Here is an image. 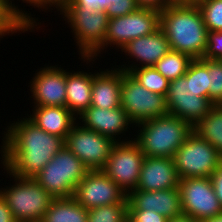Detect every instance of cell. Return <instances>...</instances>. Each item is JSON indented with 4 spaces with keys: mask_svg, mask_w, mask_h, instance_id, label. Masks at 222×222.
<instances>
[{
    "mask_svg": "<svg viewBox=\"0 0 222 222\" xmlns=\"http://www.w3.org/2000/svg\"><path fill=\"white\" fill-rule=\"evenodd\" d=\"M13 122L2 133V166L15 176L33 178L64 147V139L45 132L27 117Z\"/></svg>",
    "mask_w": 222,
    "mask_h": 222,
    "instance_id": "cell-1",
    "label": "cell"
},
{
    "mask_svg": "<svg viewBox=\"0 0 222 222\" xmlns=\"http://www.w3.org/2000/svg\"><path fill=\"white\" fill-rule=\"evenodd\" d=\"M160 29L170 49L201 59L207 47L208 29L196 3L168 5L160 12Z\"/></svg>",
    "mask_w": 222,
    "mask_h": 222,
    "instance_id": "cell-2",
    "label": "cell"
},
{
    "mask_svg": "<svg viewBox=\"0 0 222 222\" xmlns=\"http://www.w3.org/2000/svg\"><path fill=\"white\" fill-rule=\"evenodd\" d=\"M134 126L139 130L133 140L146 157L173 158L176 150L193 131L187 121L170 114Z\"/></svg>",
    "mask_w": 222,
    "mask_h": 222,
    "instance_id": "cell-3",
    "label": "cell"
},
{
    "mask_svg": "<svg viewBox=\"0 0 222 222\" xmlns=\"http://www.w3.org/2000/svg\"><path fill=\"white\" fill-rule=\"evenodd\" d=\"M15 184L0 188V195L6 201L16 222L42 221L54 199L34 178H21L11 174Z\"/></svg>",
    "mask_w": 222,
    "mask_h": 222,
    "instance_id": "cell-4",
    "label": "cell"
},
{
    "mask_svg": "<svg viewBox=\"0 0 222 222\" xmlns=\"http://www.w3.org/2000/svg\"><path fill=\"white\" fill-rule=\"evenodd\" d=\"M160 27V12L147 8H138L121 17L109 18L103 43L89 56L81 57L88 64L94 62L108 46L122 49L131 40L154 33ZM96 58V59H95ZM94 59V60H93Z\"/></svg>",
    "mask_w": 222,
    "mask_h": 222,
    "instance_id": "cell-5",
    "label": "cell"
},
{
    "mask_svg": "<svg viewBox=\"0 0 222 222\" xmlns=\"http://www.w3.org/2000/svg\"><path fill=\"white\" fill-rule=\"evenodd\" d=\"M89 169L65 146L33 178L53 197H73Z\"/></svg>",
    "mask_w": 222,
    "mask_h": 222,
    "instance_id": "cell-6",
    "label": "cell"
},
{
    "mask_svg": "<svg viewBox=\"0 0 222 222\" xmlns=\"http://www.w3.org/2000/svg\"><path fill=\"white\" fill-rule=\"evenodd\" d=\"M179 179L211 177L222 162L221 154L192 131L173 157Z\"/></svg>",
    "mask_w": 222,
    "mask_h": 222,
    "instance_id": "cell-7",
    "label": "cell"
},
{
    "mask_svg": "<svg viewBox=\"0 0 222 222\" xmlns=\"http://www.w3.org/2000/svg\"><path fill=\"white\" fill-rule=\"evenodd\" d=\"M120 97V105L134 125L169 114L166 96L149 91L123 70Z\"/></svg>",
    "mask_w": 222,
    "mask_h": 222,
    "instance_id": "cell-8",
    "label": "cell"
},
{
    "mask_svg": "<svg viewBox=\"0 0 222 222\" xmlns=\"http://www.w3.org/2000/svg\"><path fill=\"white\" fill-rule=\"evenodd\" d=\"M166 101L169 114L187 121L192 127L214 106L208 98L198 96L194 90L192 62L184 76L169 82Z\"/></svg>",
    "mask_w": 222,
    "mask_h": 222,
    "instance_id": "cell-9",
    "label": "cell"
},
{
    "mask_svg": "<svg viewBox=\"0 0 222 222\" xmlns=\"http://www.w3.org/2000/svg\"><path fill=\"white\" fill-rule=\"evenodd\" d=\"M116 142L108 136L79 126L76 122L64 139L70 150L89 170H102Z\"/></svg>",
    "mask_w": 222,
    "mask_h": 222,
    "instance_id": "cell-10",
    "label": "cell"
},
{
    "mask_svg": "<svg viewBox=\"0 0 222 222\" xmlns=\"http://www.w3.org/2000/svg\"><path fill=\"white\" fill-rule=\"evenodd\" d=\"M178 190L185 216L202 222L222 213L210 177L180 179Z\"/></svg>",
    "mask_w": 222,
    "mask_h": 222,
    "instance_id": "cell-11",
    "label": "cell"
},
{
    "mask_svg": "<svg viewBox=\"0 0 222 222\" xmlns=\"http://www.w3.org/2000/svg\"><path fill=\"white\" fill-rule=\"evenodd\" d=\"M132 139L116 142L106 166L102 169L126 195L137 188L145 157L138 144Z\"/></svg>",
    "mask_w": 222,
    "mask_h": 222,
    "instance_id": "cell-12",
    "label": "cell"
},
{
    "mask_svg": "<svg viewBox=\"0 0 222 222\" xmlns=\"http://www.w3.org/2000/svg\"><path fill=\"white\" fill-rule=\"evenodd\" d=\"M60 15L70 26L80 57H89L103 43L109 22L106 12L63 10Z\"/></svg>",
    "mask_w": 222,
    "mask_h": 222,
    "instance_id": "cell-13",
    "label": "cell"
},
{
    "mask_svg": "<svg viewBox=\"0 0 222 222\" xmlns=\"http://www.w3.org/2000/svg\"><path fill=\"white\" fill-rule=\"evenodd\" d=\"M126 197V193L103 170H89L73 194V198L87 210L121 203Z\"/></svg>",
    "mask_w": 222,
    "mask_h": 222,
    "instance_id": "cell-14",
    "label": "cell"
},
{
    "mask_svg": "<svg viewBox=\"0 0 222 222\" xmlns=\"http://www.w3.org/2000/svg\"><path fill=\"white\" fill-rule=\"evenodd\" d=\"M38 70L29 83L33 106L66 107V70L58 65Z\"/></svg>",
    "mask_w": 222,
    "mask_h": 222,
    "instance_id": "cell-15",
    "label": "cell"
},
{
    "mask_svg": "<svg viewBox=\"0 0 222 222\" xmlns=\"http://www.w3.org/2000/svg\"><path fill=\"white\" fill-rule=\"evenodd\" d=\"M77 119L80 120L78 121L79 125L101 135L111 137L115 142L130 141L129 139L121 140L119 136L123 133V135H126V131H128V129L130 130L129 127H134V123L129 119L121 106L113 109L89 106Z\"/></svg>",
    "mask_w": 222,
    "mask_h": 222,
    "instance_id": "cell-16",
    "label": "cell"
},
{
    "mask_svg": "<svg viewBox=\"0 0 222 222\" xmlns=\"http://www.w3.org/2000/svg\"><path fill=\"white\" fill-rule=\"evenodd\" d=\"M170 50L169 42L159 27L152 34L131 40L121 49L125 55L130 56V59L133 58L132 61L134 59L137 63L139 61V64H129L128 62L127 66L126 63L121 67L117 65L119 67L117 69L130 72L135 68L154 66Z\"/></svg>",
    "mask_w": 222,
    "mask_h": 222,
    "instance_id": "cell-17",
    "label": "cell"
},
{
    "mask_svg": "<svg viewBox=\"0 0 222 222\" xmlns=\"http://www.w3.org/2000/svg\"><path fill=\"white\" fill-rule=\"evenodd\" d=\"M127 198L128 210H150L167 219L184 215L178 188L158 191L133 190Z\"/></svg>",
    "mask_w": 222,
    "mask_h": 222,
    "instance_id": "cell-18",
    "label": "cell"
},
{
    "mask_svg": "<svg viewBox=\"0 0 222 222\" xmlns=\"http://www.w3.org/2000/svg\"><path fill=\"white\" fill-rule=\"evenodd\" d=\"M179 180L173 158L145 156L135 190L158 191L178 188Z\"/></svg>",
    "mask_w": 222,
    "mask_h": 222,
    "instance_id": "cell-19",
    "label": "cell"
},
{
    "mask_svg": "<svg viewBox=\"0 0 222 222\" xmlns=\"http://www.w3.org/2000/svg\"><path fill=\"white\" fill-rule=\"evenodd\" d=\"M114 67H111V71H94L90 106L104 109L121 106L122 70Z\"/></svg>",
    "mask_w": 222,
    "mask_h": 222,
    "instance_id": "cell-20",
    "label": "cell"
},
{
    "mask_svg": "<svg viewBox=\"0 0 222 222\" xmlns=\"http://www.w3.org/2000/svg\"><path fill=\"white\" fill-rule=\"evenodd\" d=\"M28 119L47 133L65 139L77 122L75 115L63 106H35Z\"/></svg>",
    "mask_w": 222,
    "mask_h": 222,
    "instance_id": "cell-21",
    "label": "cell"
},
{
    "mask_svg": "<svg viewBox=\"0 0 222 222\" xmlns=\"http://www.w3.org/2000/svg\"><path fill=\"white\" fill-rule=\"evenodd\" d=\"M93 73L66 69V107L76 116L91 105Z\"/></svg>",
    "mask_w": 222,
    "mask_h": 222,
    "instance_id": "cell-22",
    "label": "cell"
},
{
    "mask_svg": "<svg viewBox=\"0 0 222 222\" xmlns=\"http://www.w3.org/2000/svg\"><path fill=\"white\" fill-rule=\"evenodd\" d=\"M42 222H88V210L73 197L54 198Z\"/></svg>",
    "mask_w": 222,
    "mask_h": 222,
    "instance_id": "cell-23",
    "label": "cell"
},
{
    "mask_svg": "<svg viewBox=\"0 0 222 222\" xmlns=\"http://www.w3.org/2000/svg\"><path fill=\"white\" fill-rule=\"evenodd\" d=\"M192 128L222 156V105H214Z\"/></svg>",
    "mask_w": 222,
    "mask_h": 222,
    "instance_id": "cell-24",
    "label": "cell"
},
{
    "mask_svg": "<svg viewBox=\"0 0 222 222\" xmlns=\"http://www.w3.org/2000/svg\"><path fill=\"white\" fill-rule=\"evenodd\" d=\"M193 60L186 53L170 50L153 67L166 79L173 81L186 74Z\"/></svg>",
    "mask_w": 222,
    "mask_h": 222,
    "instance_id": "cell-25",
    "label": "cell"
},
{
    "mask_svg": "<svg viewBox=\"0 0 222 222\" xmlns=\"http://www.w3.org/2000/svg\"><path fill=\"white\" fill-rule=\"evenodd\" d=\"M129 73L149 91L162 96L167 95L170 81L160 74L153 66L135 68Z\"/></svg>",
    "mask_w": 222,
    "mask_h": 222,
    "instance_id": "cell-26",
    "label": "cell"
},
{
    "mask_svg": "<svg viewBox=\"0 0 222 222\" xmlns=\"http://www.w3.org/2000/svg\"><path fill=\"white\" fill-rule=\"evenodd\" d=\"M88 222H128V198L88 210Z\"/></svg>",
    "mask_w": 222,
    "mask_h": 222,
    "instance_id": "cell-27",
    "label": "cell"
},
{
    "mask_svg": "<svg viewBox=\"0 0 222 222\" xmlns=\"http://www.w3.org/2000/svg\"><path fill=\"white\" fill-rule=\"evenodd\" d=\"M206 28L210 31H222V0H197Z\"/></svg>",
    "mask_w": 222,
    "mask_h": 222,
    "instance_id": "cell-28",
    "label": "cell"
},
{
    "mask_svg": "<svg viewBox=\"0 0 222 222\" xmlns=\"http://www.w3.org/2000/svg\"><path fill=\"white\" fill-rule=\"evenodd\" d=\"M29 29L21 22L19 16L7 5L5 0H0V38L11 33H21Z\"/></svg>",
    "mask_w": 222,
    "mask_h": 222,
    "instance_id": "cell-29",
    "label": "cell"
},
{
    "mask_svg": "<svg viewBox=\"0 0 222 222\" xmlns=\"http://www.w3.org/2000/svg\"><path fill=\"white\" fill-rule=\"evenodd\" d=\"M192 86L198 96L209 99L208 59L201 58L192 61Z\"/></svg>",
    "mask_w": 222,
    "mask_h": 222,
    "instance_id": "cell-30",
    "label": "cell"
},
{
    "mask_svg": "<svg viewBox=\"0 0 222 222\" xmlns=\"http://www.w3.org/2000/svg\"><path fill=\"white\" fill-rule=\"evenodd\" d=\"M209 100L222 105V61L208 59Z\"/></svg>",
    "mask_w": 222,
    "mask_h": 222,
    "instance_id": "cell-31",
    "label": "cell"
},
{
    "mask_svg": "<svg viewBox=\"0 0 222 222\" xmlns=\"http://www.w3.org/2000/svg\"><path fill=\"white\" fill-rule=\"evenodd\" d=\"M138 8L136 0H107L106 14L109 18L121 17L134 12Z\"/></svg>",
    "mask_w": 222,
    "mask_h": 222,
    "instance_id": "cell-32",
    "label": "cell"
},
{
    "mask_svg": "<svg viewBox=\"0 0 222 222\" xmlns=\"http://www.w3.org/2000/svg\"><path fill=\"white\" fill-rule=\"evenodd\" d=\"M203 58L222 61V31L208 32L207 47Z\"/></svg>",
    "mask_w": 222,
    "mask_h": 222,
    "instance_id": "cell-33",
    "label": "cell"
},
{
    "mask_svg": "<svg viewBox=\"0 0 222 222\" xmlns=\"http://www.w3.org/2000/svg\"><path fill=\"white\" fill-rule=\"evenodd\" d=\"M64 10L107 11V0H71Z\"/></svg>",
    "mask_w": 222,
    "mask_h": 222,
    "instance_id": "cell-34",
    "label": "cell"
},
{
    "mask_svg": "<svg viewBox=\"0 0 222 222\" xmlns=\"http://www.w3.org/2000/svg\"><path fill=\"white\" fill-rule=\"evenodd\" d=\"M128 222H168V219L150 210H128Z\"/></svg>",
    "mask_w": 222,
    "mask_h": 222,
    "instance_id": "cell-35",
    "label": "cell"
},
{
    "mask_svg": "<svg viewBox=\"0 0 222 222\" xmlns=\"http://www.w3.org/2000/svg\"><path fill=\"white\" fill-rule=\"evenodd\" d=\"M13 0H5V2L7 3V5L19 16L21 22L30 30V32H32V30L37 26V24H41V23H37L36 20L33 17H31V13H24L22 11V9L20 10L18 8V6L14 5V3L12 4ZM24 3L30 4L29 6H34V8H36V0H21Z\"/></svg>",
    "mask_w": 222,
    "mask_h": 222,
    "instance_id": "cell-36",
    "label": "cell"
},
{
    "mask_svg": "<svg viewBox=\"0 0 222 222\" xmlns=\"http://www.w3.org/2000/svg\"><path fill=\"white\" fill-rule=\"evenodd\" d=\"M71 0H36V8H39L42 10L45 9V12L47 9H52L49 7H55L57 11H60V13L70 4Z\"/></svg>",
    "mask_w": 222,
    "mask_h": 222,
    "instance_id": "cell-37",
    "label": "cell"
},
{
    "mask_svg": "<svg viewBox=\"0 0 222 222\" xmlns=\"http://www.w3.org/2000/svg\"><path fill=\"white\" fill-rule=\"evenodd\" d=\"M210 178L213 183L216 197L218 198L220 205L222 207V162L219 165V167L214 171V173L211 175Z\"/></svg>",
    "mask_w": 222,
    "mask_h": 222,
    "instance_id": "cell-38",
    "label": "cell"
},
{
    "mask_svg": "<svg viewBox=\"0 0 222 222\" xmlns=\"http://www.w3.org/2000/svg\"><path fill=\"white\" fill-rule=\"evenodd\" d=\"M139 8H147L161 12L168 4L166 0H136Z\"/></svg>",
    "mask_w": 222,
    "mask_h": 222,
    "instance_id": "cell-39",
    "label": "cell"
},
{
    "mask_svg": "<svg viewBox=\"0 0 222 222\" xmlns=\"http://www.w3.org/2000/svg\"><path fill=\"white\" fill-rule=\"evenodd\" d=\"M0 222H16L6 201L0 195Z\"/></svg>",
    "mask_w": 222,
    "mask_h": 222,
    "instance_id": "cell-40",
    "label": "cell"
},
{
    "mask_svg": "<svg viewBox=\"0 0 222 222\" xmlns=\"http://www.w3.org/2000/svg\"><path fill=\"white\" fill-rule=\"evenodd\" d=\"M168 222H200V221H197L193 219L192 217L183 215L177 218L168 219Z\"/></svg>",
    "mask_w": 222,
    "mask_h": 222,
    "instance_id": "cell-41",
    "label": "cell"
},
{
    "mask_svg": "<svg viewBox=\"0 0 222 222\" xmlns=\"http://www.w3.org/2000/svg\"><path fill=\"white\" fill-rule=\"evenodd\" d=\"M197 0H166L168 5L194 4Z\"/></svg>",
    "mask_w": 222,
    "mask_h": 222,
    "instance_id": "cell-42",
    "label": "cell"
},
{
    "mask_svg": "<svg viewBox=\"0 0 222 222\" xmlns=\"http://www.w3.org/2000/svg\"><path fill=\"white\" fill-rule=\"evenodd\" d=\"M202 222H222V213H221V214H218V215L215 216V217H212V218L203 220Z\"/></svg>",
    "mask_w": 222,
    "mask_h": 222,
    "instance_id": "cell-43",
    "label": "cell"
}]
</instances>
